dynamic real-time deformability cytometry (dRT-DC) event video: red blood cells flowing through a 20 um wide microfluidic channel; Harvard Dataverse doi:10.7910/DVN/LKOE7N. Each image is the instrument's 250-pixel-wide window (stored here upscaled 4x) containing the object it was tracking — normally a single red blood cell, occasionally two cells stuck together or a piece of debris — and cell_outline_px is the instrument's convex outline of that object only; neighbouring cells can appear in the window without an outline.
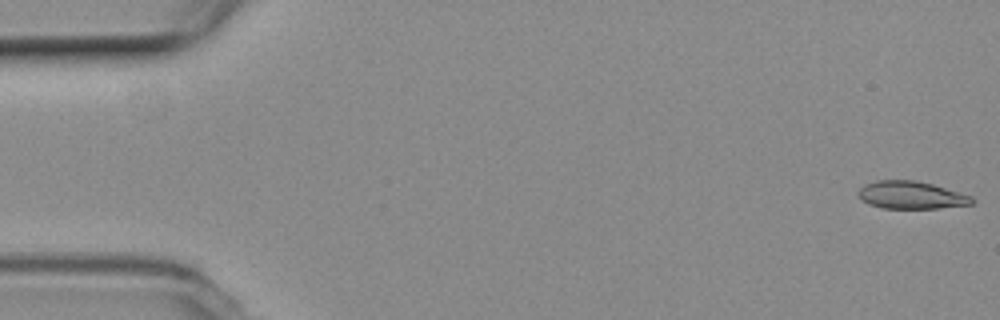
{"species": "common noctule bat (a hibernating species)", "species_latin": "Nyctalus noctula", "temperature_condition": "room temperature", "stored_images_in_passage": 9, "camera_frame_rate_fps": 3000, "um_per_image_px": 0.085, "animal": {"sex": "female", "body_mass_g": 19.3, "forearm_length_mm": 54.1}, "frame": {"image": 1, "passage_image": 1, "time_ms": 0.0, "image_size_px": [1000, 320], "cell_outline_px": [[976, 200], [972, 204], [940, 208], [884, 208], [868, 204], [860, 200], [860, 188], [864, 184], [876, 180], [916, 180], [932, 184], [972, 196]], "centroid_in_image_um": [77.46, 16.58], "position_along_channel_um": 7.5, "area_um2": 18.26}}